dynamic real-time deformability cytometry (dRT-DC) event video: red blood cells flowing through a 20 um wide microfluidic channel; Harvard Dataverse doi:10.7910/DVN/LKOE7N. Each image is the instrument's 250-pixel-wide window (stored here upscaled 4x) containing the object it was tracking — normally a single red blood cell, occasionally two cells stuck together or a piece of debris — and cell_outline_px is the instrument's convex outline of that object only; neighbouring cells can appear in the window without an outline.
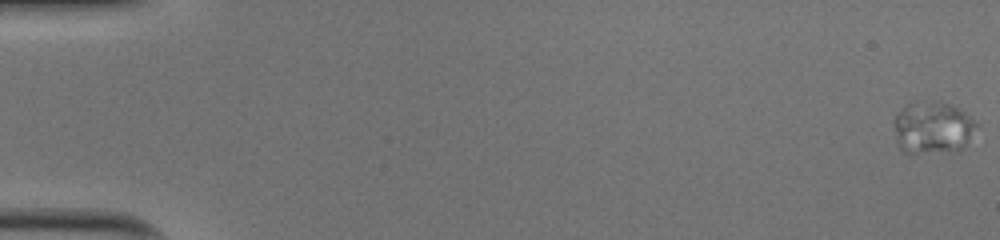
{"species": "human", "species_latin": "Homo sapiens", "temperature_condition": "cold", "stored_images_in_passage": 53, "segment_of_instrument_passage": [1, 2], "camera_frame_rate_fps": 3000, "um_per_image_px": 0.085, "donor": {"sex": "male"}, "frame": {"image": 1, "passage_image": 1, "time_ms": 0.0, "image_size_px": [1000, 240], "cell_outline_px": [[980, 124], [964, 148], [956, 152], [904, 152], [900, 148], [896, 140], [896, 116], [908, 104], [916, 100], [936, 100], [952, 104], [972, 116]], "centroid_in_image_um": [79.38, 10.82], "position_along_channel_um": 5.6, "area_um2": 25.49}}
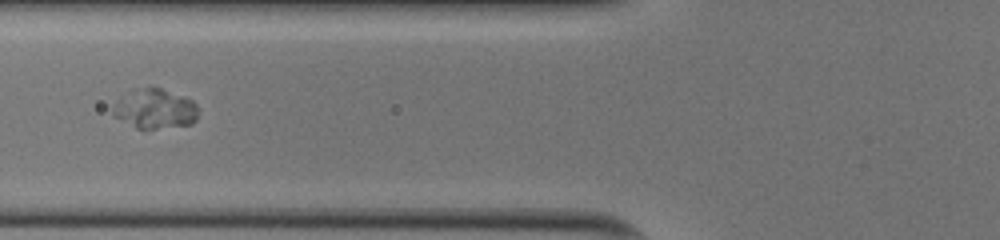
{"frame": {"image": 2, "passage_image": 23, "time_ms": 7.333, "image_size_px": [1000, 240], "cell_outline_px": [[196, 120], [192, 124], [156, 128], [136, 128], [112, 116], [112, 108], [120, 96], [132, 88], [160, 88], [184, 96], [192, 100], [196, 104]], "centroid_in_image_um": [13.11, 9.24], "position_along_channel_um": 112.7, "area_um2": 19.71}}
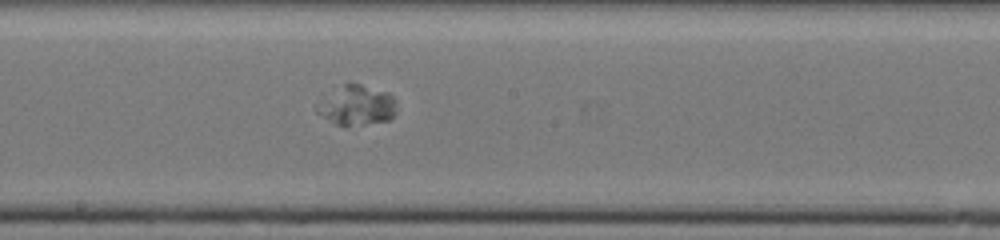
{"frame": {"image": 3, "passage_image": 31, "time_ms": 10.0, "image_size_px": [1000, 240], "cell_outline_px": [[396, 112], [392, 120], [364, 124], [336, 124], [320, 116], [316, 112], [316, 100], [348, 80], [388, 92], [392, 96]], "centroid_in_image_um": [30.26, 8.91], "position_along_channel_um": 217.9, "area_um2": 18.9}}